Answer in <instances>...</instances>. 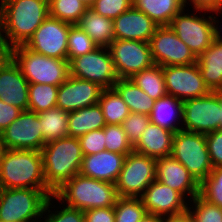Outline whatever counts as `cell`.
I'll return each instance as SVG.
<instances>
[{
	"instance_id": "obj_1",
	"label": "cell",
	"mask_w": 222,
	"mask_h": 222,
	"mask_svg": "<svg viewBox=\"0 0 222 222\" xmlns=\"http://www.w3.org/2000/svg\"><path fill=\"white\" fill-rule=\"evenodd\" d=\"M48 16V0H1L0 38L10 49L25 45Z\"/></svg>"
},
{
	"instance_id": "obj_2",
	"label": "cell",
	"mask_w": 222,
	"mask_h": 222,
	"mask_svg": "<svg viewBox=\"0 0 222 222\" xmlns=\"http://www.w3.org/2000/svg\"><path fill=\"white\" fill-rule=\"evenodd\" d=\"M0 188H34L54 195L45 182L41 151L7 149L0 161Z\"/></svg>"
},
{
	"instance_id": "obj_3",
	"label": "cell",
	"mask_w": 222,
	"mask_h": 222,
	"mask_svg": "<svg viewBox=\"0 0 222 222\" xmlns=\"http://www.w3.org/2000/svg\"><path fill=\"white\" fill-rule=\"evenodd\" d=\"M41 154L45 182L53 192L80 172L83 154L77 137L46 143Z\"/></svg>"
},
{
	"instance_id": "obj_4",
	"label": "cell",
	"mask_w": 222,
	"mask_h": 222,
	"mask_svg": "<svg viewBox=\"0 0 222 222\" xmlns=\"http://www.w3.org/2000/svg\"><path fill=\"white\" fill-rule=\"evenodd\" d=\"M56 200L81 211L111 207L119 198L114 183L92 179L80 173L54 192Z\"/></svg>"
},
{
	"instance_id": "obj_5",
	"label": "cell",
	"mask_w": 222,
	"mask_h": 222,
	"mask_svg": "<svg viewBox=\"0 0 222 222\" xmlns=\"http://www.w3.org/2000/svg\"><path fill=\"white\" fill-rule=\"evenodd\" d=\"M11 58L29 84L60 86L70 76L68 60L37 54L24 45L11 48Z\"/></svg>"
},
{
	"instance_id": "obj_6",
	"label": "cell",
	"mask_w": 222,
	"mask_h": 222,
	"mask_svg": "<svg viewBox=\"0 0 222 222\" xmlns=\"http://www.w3.org/2000/svg\"><path fill=\"white\" fill-rule=\"evenodd\" d=\"M48 199L40 189L0 188V222H42Z\"/></svg>"
},
{
	"instance_id": "obj_7",
	"label": "cell",
	"mask_w": 222,
	"mask_h": 222,
	"mask_svg": "<svg viewBox=\"0 0 222 222\" xmlns=\"http://www.w3.org/2000/svg\"><path fill=\"white\" fill-rule=\"evenodd\" d=\"M171 156L201 183L213 169L206 144V135L178 131L174 134Z\"/></svg>"
},
{
	"instance_id": "obj_8",
	"label": "cell",
	"mask_w": 222,
	"mask_h": 222,
	"mask_svg": "<svg viewBox=\"0 0 222 222\" xmlns=\"http://www.w3.org/2000/svg\"><path fill=\"white\" fill-rule=\"evenodd\" d=\"M185 9L179 12L170 22L169 27L175 32L178 38L189 47L196 57H199L215 40V23L214 15L205 17L192 12L185 14ZM205 17V18H204Z\"/></svg>"
},
{
	"instance_id": "obj_9",
	"label": "cell",
	"mask_w": 222,
	"mask_h": 222,
	"mask_svg": "<svg viewBox=\"0 0 222 222\" xmlns=\"http://www.w3.org/2000/svg\"><path fill=\"white\" fill-rule=\"evenodd\" d=\"M156 160L134 150L127 154L115 182L118 196L140 198L156 179Z\"/></svg>"
},
{
	"instance_id": "obj_10",
	"label": "cell",
	"mask_w": 222,
	"mask_h": 222,
	"mask_svg": "<svg viewBox=\"0 0 222 222\" xmlns=\"http://www.w3.org/2000/svg\"><path fill=\"white\" fill-rule=\"evenodd\" d=\"M70 75L110 89L119 77L116 65L108 47H98L94 51L69 61Z\"/></svg>"
},
{
	"instance_id": "obj_11",
	"label": "cell",
	"mask_w": 222,
	"mask_h": 222,
	"mask_svg": "<svg viewBox=\"0 0 222 222\" xmlns=\"http://www.w3.org/2000/svg\"><path fill=\"white\" fill-rule=\"evenodd\" d=\"M221 109L222 95L219 92L183 101V130L206 135L220 129Z\"/></svg>"
},
{
	"instance_id": "obj_12",
	"label": "cell",
	"mask_w": 222,
	"mask_h": 222,
	"mask_svg": "<svg viewBox=\"0 0 222 222\" xmlns=\"http://www.w3.org/2000/svg\"><path fill=\"white\" fill-rule=\"evenodd\" d=\"M149 46L154 64L161 67L190 65L197 62V57L169 25L158 26L150 38Z\"/></svg>"
},
{
	"instance_id": "obj_13",
	"label": "cell",
	"mask_w": 222,
	"mask_h": 222,
	"mask_svg": "<svg viewBox=\"0 0 222 222\" xmlns=\"http://www.w3.org/2000/svg\"><path fill=\"white\" fill-rule=\"evenodd\" d=\"M71 25L48 16L24 46L37 54L67 60Z\"/></svg>"
},
{
	"instance_id": "obj_14",
	"label": "cell",
	"mask_w": 222,
	"mask_h": 222,
	"mask_svg": "<svg viewBox=\"0 0 222 222\" xmlns=\"http://www.w3.org/2000/svg\"><path fill=\"white\" fill-rule=\"evenodd\" d=\"M162 70L167 94L179 100L198 98L211 92L202 78L197 62L164 66Z\"/></svg>"
},
{
	"instance_id": "obj_15",
	"label": "cell",
	"mask_w": 222,
	"mask_h": 222,
	"mask_svg": "<svg viewBox=\"0 0 222 222\" xmlns=\"http://www.w3.org/2000/svg\"><path fill=\"white\" fill-rule=\"evenodd\" d=\"M108 49L120 78L130 79L154 64L149 43L144 41L114 40Z\"/></svg>"
},
{
	"instance_id": "obj_16",
	"label": "cell",
	"mask_w": 222,
	"mask_h": 222,
	"mask_svg": "<svg viewBox=\"0 0 222 222\" xmlns=\"http://www.w3.org/2000/svg\"><path fill=\"white\" fill-rule=\"evenodd\" d=\"M36 112L25 110L2 132L7 149L38 150L43 148V134Z\"/></svg>"
},
{
	"instance_id": "obj_17",
	"label": "cell",
	"mask_w": 222,
	"mask_h": 222,
	"mask_svg": "<svg viewBox=\"0 0 222 222\" xmlns=\"http://www.w3.org/2000/svg\"><path fill=\"white\" fill-rule=\"evenodd\" d=\"M147 214L176 216L187 212L189 202L180 192L155 179L140 197Z\"/></svg>"
},
{
	"instance_id": "obj_18",
	"label": "cell",
	"mask_w": 222,
	"mask_h": 222,
	"mask_svg": "<svg viewBox=\"0 0 222 222\" xmlns=\"http://www.w3.org/2000/svg\"><path fill=\"white\" fill-rule=\"evenodd\" d=\"M103 88L71 75L58 88L56 107L67 112L98 104Z\"/></svg>"
},
{
	"instance_id": "obj_19",
	"label": "cell",
	"mask_w": 222,
	"mask_h": 222,
	"mask_svg": "<svg viewBox=\"0 0 222 222\" xmlns=\"http://www.w3.org/2000/svg\"><path fill=\"white\" fill-rule=\"evenodd\" d=\"M156 179L186 196L187 201H191L200 191V183L171 155L156 160ZM188 195L190 198H187Z\"/></svg>"
},
{
	"instance_id": "obj_20",
	"label": "cell",
	"mask_w": 222,
	"mask_h": 222,
	"mask_svg": "<svg viewBox=\"0 0 222 222\" xmlns=\"http://www.w3.org/2000/svg\"><path fill=\"white\" fill-rule=\"evenodd\" d=\"M0 100L22 111L29 110V82L11 57L0 68Z\"/></svg>"
},
{
	"instance_id": "obj_21",
	"label": "cell",
	"mask_w": 222,
	"mask_h": 222,
	"mask_svg": "<svg viewBox=\"0 0 222 222\" xmlns=\"http://www.w3.org/2000/svg\"><path fill=\"white\" fill-rule=\"evenodd\" d=\"M114 40H136L149 43L158 25L134 6L113 19Z\"/></svg>"
},
{
	"instance_id": "obj_22",
	"label": "cell",
	"mask_w": 222,
	"mask_h": 222,
	"mask_svg": "<svg viewBox=\"0 0 222 222\" xmlns=\"http://www.w3.org/2000/svg\"><path fill=\"white\" fill-rule=\"evenodd\" d=\"M126 155L104 150L83 156L80 174L92 179L114 183L123 168Z\"/></svg>"
},
{
	"instance_id": "obj_23",
	"label": "cell",
	"mask_w": 222,
	"mask_h": 222,
	"mask_svg": "<svg viewBox=\"0 0 222 222\" xmlns=\"http://www.w3.org/2000/svg\"><path fill=\"white\" fill-rule=\"evenodd\" d=\"M174 133L150 123L139 141L133 146L134 151L155 159L171 155Z\"/></svg>"
},
{
	"instance_id": "obj_24",
	"label": "cell",
	"mask_w": 222,
	"mask_h": 222,
	"mask_svg": "<svg viewBox=\"0 0 222 222\" xmlns=\"http://www.w3.org/2000/svg\"><path fill=\"white\" fill-rule=\"evenodd\" d=\"M149 117L152 124L175 134L183 130V125H180L183 122V101L167 94L154 102Z\"/></svg>"
},
{
	"instance_id": "obj_25",
	"label": "cell",
	"mask_w": 222,
	"mask_h": 222,
	"mask_svg": "<svg viewBox=\"0 0 222 222\" xmlns=\"http://www.w3.org/2000/svg\"><path fill=\"white\" fill-rule=\"evenodd\" d=\"M197 64L206 86L211 92L222 88V44L214 40L199 57Z\"/></svg>"
},
{
	"instance_id": "obj_26",
	"label": "cell",
	"mask_w": 222,
	"mask_h": 222,
	"mask_svg": "<svg viewBox=\"0 0 222 222\" xmlns=\"http://www.w3.org/2000/svg\"><path fill=\"white\" fill-rule=\"evenodd\" d=\"M77 25L98 47H108L114 41L113 19L101 16L88 8Z\"/></svg>"
},
{
	"instance_id": "obj_27",
	"label": "cell",
	"mask_w": 222,
	"mask_h": 222,
	"mask_svg": "<svg viewBox=\"0 0 222 222\" xmlns=\"http://www.w3.org/2000/svg\"><path fill=\"white\" fill-rule=\"evenodd\" d=\"M106 126L103 112L99 104L88 106L77 111L69 112L68 136L80 137L93 130Z\"/></svg>"
},
{
	"instance_id": "obj_28",
	"label": "cell",
	"mask_w": 222,
	"mask_h": 222,
	"mask_svg": "<svg viewBox=\"0 0 222 222\" xmlns=\"http://www.w3.org/2000/svg\"><path fill=\"white\" fill-rule=\"evenodd\" d=\"M133 6L144 12L158 26L169 25L185 9L183 0H133Z\"/></svg>"
},
{
	"instance_id": "obj_29",
	"label": "cell",
	"mask_w": 222,
	"mask_h": 222,
	"mask_svg": "<svg viewBox=\"0 0 222 222\" xmlns=\"http://www.w3.org/2000/svg\"><path fill=\"white\" fill-rule=\"evenodd\" d=\"M113 88L127 104L130 112L150 115L155 101L130 79H118Z\"/></svg>"
},
{
	"instance_id": "obj_30",
	"label": "cell",
	"mask_w": 222,
	"mask_h": 222,
	"mask_svg": "<svg viewBox=\"0 0 222 222\" xmlns=\"http://www.w3.org/2000/svg\"><path fill=\"white\" fill-rule=\"evenodd\" d=\"M38 115L43 134V146L51 141L68 137L69 112L56 107L42 111Z\"/></svg>"
},
{
	"instance_id": "obj_31",
	"label": "cell",
	"mask_w": 222,
	"mask_h": 222,
	"mask_svg": "<svg viewBox=\"0 0 222 222\" xmlns=\"http://www.w3.org/2000/svg\"><path fill=\"white\" fill-rule=\"evenodd\" d=\"M130 80L154 101L167 95L163 70L158 64L135 73Z\"/></svg>"
},
{
	"instance_id": "obj_32",
	"label": "cell",
	"mask_w": 222,
	"mask_h": 222,
	"mask_svg": "<svg viewBox=\"0 0 222 222\" xmlns=\"http://www.w3.org/2000/svg\"><path fill=\"white\" fill-rule=\"evenodd\" d=\"M106 124H122L130 114L127 104L114 89H103L98 102Z\"/></svg>"
},
{
	"instance_id": "obj_33",
	"label": "cell",
	"mask_w": 222,
	"mask_h": 222,
	"mask_svg": "<svg viewBox=\"0 0 222 222\" xmlns=\"http://www.w3.org/2000/svg\"><path fill=\"white\" fill-rule=\"evenodd\" d=\"M59 86L29 84V110L40 113L56 108Z\"/></svg>"
},
{
	"instance_id": "obj_34",
	"label": "cell",
	"mask_w": 222,
	"mask_h": 222,
	"mask_svg": "<svg viewBox=\"0 0 222 222\" xmlns=\"http://www.w3.org/2000/svg\"><path fill=\"white\" fill-rule=\"evenodd\" d=\"M49 16L75 25L89 8L81 0H48Z\"/></svg>"
},
{
	"instance_id": "obj_35",
	"label": "cell",
	"mask_w": 222,
	"mask_h": 222,
	"mask_svg": "<svg viewBox=\"0 0 222 222\" xmlns=\"http://www.w3.org/2000/svg\"><path fill=\"white\" fill-rule=\"evenodd\" d=\"M115 222H140L147 214L141 198L119 197L114 205Z\"/></svg>"
},
{
	"instance_id": "obj_36",
	"label": "cell",
	"mask_w": 222,
	"mask_h": 222,
	"mask_svg": "<svg viewBox=\"0 0 222 222\" xmlns=\"http://www.w3.org/2000/svg\"><path fill=\"white\" fill-rule=\"evenodd\" d=\"M96 48H98L96 43L77 24L70 26L67 46L68 61L90 53Z\"/></svg>"
},
{
	"instance_id": "obj_37",
	"label": "cell",
	"mask_w": 222,
	"mask_h": 222,
	"mask_svg": "<svg viewBox=\"0 0 222 222\" xmlns=\"http://www.w3.org/2000/svg\"><path fill=\"white\" fill-rule=\"evenodd\" d=\"M189 202L191 203H188L187 211L192 216L194 222H222L221 207L209 203L199 194Z\"/></svg>"
},
{
	"instance_id": "obj_38",
	"label": "cell",
	"mask_w": 222,
	"mask_h": 222,
	"mask_svg": "<svg viewBox=\"0 0 222 222\" xmlns=\"http://www.w3.org/2000/svg\"><path fill=\"white\" fill-rule=\"evenodd\" d=\"M103 130L105 133L106 150L124 155H127L134 150L122 125L106 124Z\"/></svg>"
},
{
	"instance_id": "obj_39",
	"label": "cell",
	"mask_w": 222,
	"mask_h": 222,
	"mask_svg": "<svg viewBox=\"0 0 222 222\" xmlns=\"http://www.w3.org/2000/svg\"><path fill=\"white\" fill-rule=\"evenodd\" d=\"M199 195L222 208V167L213 168L208 177L200 183Z\"/></svg>"
},
{
	"instance_id": "obj_40",
	"label": "cell",
	"mask_w": 222,
	"mask_h": 222,
	"mask_svg": "<svg viewBox=\"0 0 222 222\" xmlns=\"http://www.w3.org/2000/svg\"><path fill=\"white\" fill-rule=\"evenodd\" d=\"M55 199L56 197L52 195L47 200L43 211L44 217H42L43 219H45L44 222H85L83 211L76 208L68 207L63 203L60 204L62 205L61 207L60 205L58 206L60 210L54 209L53 211H51L53 208H55V206L52 204L55 203L53 202L55 201ZM49 208H51V210Z\"/></svg>"
},
{
	"instance_id": "obj_41",
	"label": "cell",
	"mask_w": 222,
	"mask_h": 222,
	"mask_svg": "<svg viewBox=\"0 0 222 222\" xmlns=\"http://www.w3.org/2000/svg\"><path fill=\"white\" fill-rule=\"evenodd\" d=\"M150 123L149 115L140 113L130 112V114L125 118L121 125L123 126L127 138L132 146L139 141L141 134Z\"/></svg>"
},
{
	"instance_id": "obj_42",
	"label": "cell",
	"mask_w": 222,
	"mask_h": 222,
	"mask_svg": "<svg viewBox=\"0 0 222 222\" xmlns=\"http://www.w3.org/2000/svg\"><path fill=\"white\" fill-rule=\"evenodd\" d=\"M132 6L133 0H95L89 8L101 16L115 19Z\"/></svg>"
},
{
	"instance_id": "obj_43",
	"label": "cell",
	"mask_w": 222,
	"mask_h": 222,
	"mask_svg": "<svg viewBox=\"0 0 222 222\" xmlns=\"http://www.w3.org/2000/svg\"><path fill=\"white\" fill-rule=\"evenodd\" d=\"M78 140L81 146L83 156L97 154L98 152L106 150L105 133L103 128L88 132L78 137Z\"/></svg>"
},
{
	"instance_id": "obj_44",
	"label": "cell",
	"mask_w": 222,
	"mask_h": 222,
	"mask_svg": "<svg viewBox=\"0 0 222 222\" xmlns=\"http://www.w3.org/2000/svg\"><path fill=\"white\" fill-rule=\"evenodd\" d=\"M206 144L213 168L222 167V129L206 134Z\"/></svg>"
},
{
	"instance_id": "obj_45",
	"label": "cell",
	"mask_w": 222,
	"mask_h": 222,
	"mask_svg": "<svg viewBox=\"0 0 222 222\" xmlns=\"http://www.w3.org/2000/svg\"><path fill=\"white\" fill-rule=\"evenodd\" d=\"M85 222H115L114 206L83 211Z\"/></svg>"
},
{
	"instance_id": "obj_46",
	"label": "cell",
	"mask_w": 222,
	"mask_h": 222,
	"mask_svg": "<svg viewBox=\"0 0 222 222\" xmlns=\"http://www.w3.org/2000/svg\"><path fill=\"white\" fill-rule=\"evenodd\" d=\"M22 110L8 105L0 100V133L8 127L20 114Z\"/></svg>"
},
{
	"instance_id": "obj_47",
	"label": "cell",
	"mask_w": 222,
	"mask_h": 222,
	"mask_svg": "<svg viewBox=\"0 0 222 222\" xmlns=\"http://www.w3.org/2000/svg\"><path fill=\"white\" fill-rule=\"evenodd\" d=\"M188 1V2H187ZM185 7L187 8V5L193 4V9H196L195 12L202 10L212 11V13H215V16L217 14L222 15V0H183ZM190 2V3H189ZM187 4V5H186Z\"/></svg>"
},
{
	"instance_id": "obj_48",
	"label": "cell",
	"mask_w": 222,
	"mask_h": 222,
	"mask_svg": "<svg viewBox=\"0 0 222 222\" xmlns=\"http://www.w3.org/2000/svg\"><path fill=\"white\" fill-rule=\"evenodd\" d=\"M162 222H194V221L190 213L187 211L183 214L176 216L162 217Z\"/></svg>"
},
{
	"instance_id": "obj_49",
	"label": "cell",
	"mask_w": 222,
	"mask_h": 222,
	"mask_svg": "<svg viewBox=\"0 0 222 222\" xmlns=\"http://www.w3.org/2000/svg\"><path fill=\"white\" fill-rule=\"evenodd\" d=\"M11 57V49L0 38V68Z\"/></svg>"
},
{
	"instance_id": "obj_50",
	"label": "cell",
	"mask_w": 222,
	"mask_h": 222,
	"mask_svg": "<svg viewBox=\"0 0 222 222\" xmlns=\"http://www.w3.org/2000/svg\"><path fill=\"white\" fill-rule=\"evenodd\" d=\"M140 222H162V216L146 214Z\"/></svg>"
},
{
	"instance_id": "obj_51",
	"label": "cell",
	"mask_w": 222,
	"mask_h": 222,
	"mask_svg": "<svg viewBox=\"0 0 222 222\" xmlns=\"http://www.w3.org/2000/svg\"><path fill=\"white\" fill-rule=\"evenodd\" d=\"M216 19H218V18H216L215 16H214V23H215V40H217L219 43H221L222 44V36H221V32H222V30H220V29H222V28H219L218 27V23H219V20H216Z\"/></svg>"
},
{
	"instance_id": "obj_52",
	"label": "cell",
	"mask_w": 222,
	"mask_h": 222,
	"mask_svg": "<svg viewBox=\"0 0 222 222\" xmlns=\"http://www.w3.org/2000/svg\"><path fill=\"white\" fill-rule=\"evenodd\" d=\"M6 150H7V148L5 146L2 135L0 133V161L4 157V154H5Z\"/></svg>"
},
{
	"instance_id": "obj_53",
	"label": "cell",
	"mask_w": 222,
	"mask_h": 222,
	"mask_svg": "<svg viewBox=\"0 0 222 222\" xmlns=\"http://www.w3.org/2000/svg\"><path fill=\"white\" fill-rule=\"evenodd\" d=\"M82 2H84L88 7H90L95 0H81Z\"/></svg>"
},
{
	"instance_id": "obj_54",
	"label": "cell",
	"mask_w": 222,
	"mask_h": 222,
	"mask_svg": "<svg viewBox=\"0 0 222 222\" xmlns=\"http://www.w3.org/2000/svg\"><path fill=\"white\" fill-rule=\"evenodd\" d=\"M220 116H221V124H220V129H222V109H221Z\"/></svg>"
}]
</instances>
